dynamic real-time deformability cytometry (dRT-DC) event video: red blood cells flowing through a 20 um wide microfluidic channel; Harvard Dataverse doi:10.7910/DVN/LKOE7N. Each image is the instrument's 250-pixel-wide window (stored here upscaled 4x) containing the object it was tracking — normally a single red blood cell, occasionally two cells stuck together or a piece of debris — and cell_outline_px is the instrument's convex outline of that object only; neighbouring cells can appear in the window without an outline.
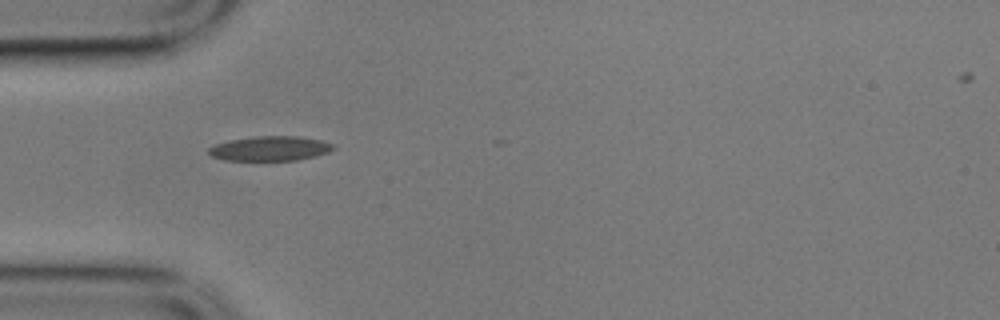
{"species": "common noctule bat (a hibernating species)", "species_latin": "Nyctalus noctula", "temperature_condition": "cold", "stored_images_in_passage": 8, "camera_frame_rate_fps": 3000, "um_per_image_px": 0.085, "animal": {"sex": "male", "body_mass_g": 17.9}, "frame": {"image": 1, "passage_image": 1, "time_ms": 0.0, "image_size_px": [1000, 320], "cell_outline_px": [[336, 148], [328, 152], [316, 156], [296, 160], [224, 160], [212, 156], [208, 152], [208, 148], [216, 144], [228, 140], [252, 136], [300, 136], [320, 140], [336, 144]], "centroid_in_image_um": [22.98, 12.61], "position_along_channel_um": 62.0, "area_um2": 18.03}}
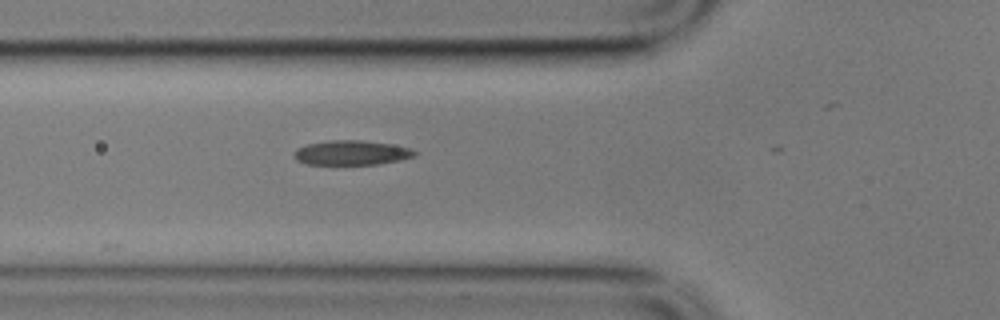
{"frame": {"image": 2, "passage_image": 4, "time_ms": 1.0, "image_size_px": [1000, 320], "cell_outline_px": [[416, 156], [400, 160], [380, 164], [336, 168], [308, 164], [296, 160], [296, 148], [308, 144], [332, 140], [364, 140], [412, 148], [416, 152]], "centroid_in_image_um": [29.87, 13.04], "position_along_channel_um": 95.9, "area_um2": 18.15}}
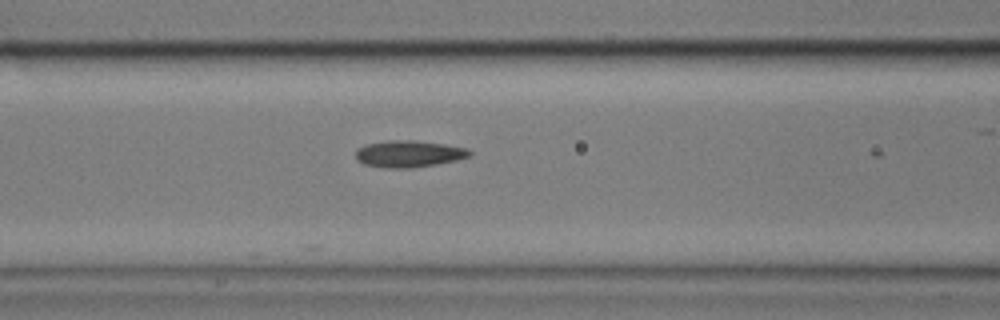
{"frame": {"image": 3, "passage_image": 7, "time_ms": 2.0, "image_size_px": [1000, 320], "cell_outline_px": [[472, 156], [456, 160], [436, 164], [412, 168], [384, 168], [364, 164], [356, 160], [356, 148], [364, 144], [388, 140], [412, 140], [444, 144], [468, 148], [472, 152]], "centroid_in_image_um": [34.73, 13.07], "position_along_channel_um": 131.9, "area_um2": 17.98}}